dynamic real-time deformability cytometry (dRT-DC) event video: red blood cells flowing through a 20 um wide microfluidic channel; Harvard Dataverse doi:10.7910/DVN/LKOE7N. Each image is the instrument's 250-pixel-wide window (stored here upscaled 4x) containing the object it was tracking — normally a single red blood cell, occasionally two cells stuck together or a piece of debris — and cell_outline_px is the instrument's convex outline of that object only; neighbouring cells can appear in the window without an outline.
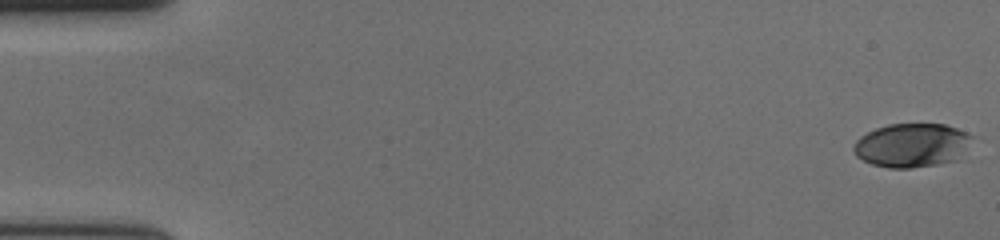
{"species": "human", "species_latin": "Homo sapiens", "temperature_condition": "cold", "stored_images_in_passage": 58, "camera_frame_rate_fps": 3000, "um_per_image_px": 0.085, "donor": {"sex": "female"}, "frame": {"image": 1, "passage_image": 1, "time_ms": 0.0, "image_size_px": [1000, 240], "cell_outline_px": [[972, 136], [956, 160], [936, 164], [908, 168], [888, 168], [872, 164], [856, 156], [852, 148], [856, 140], [860, 136], [876, 128], [888, 124], [944, 124], [968, 132]], "centroid_in_image_um": [77.44, 12.34], "position_along_channel_um": 7.6, "area_um2": 29.88}}
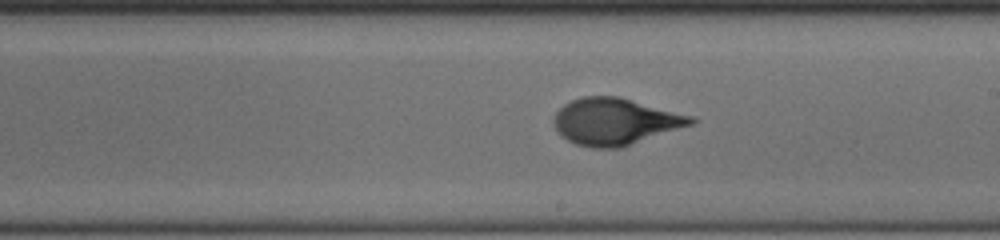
{"frame": {"image": 2, "passage_image": 34, "time_ms": 11.0, "image_size_px": [1000, 240], "cell_outline_px": [[696, 120], [692, 124], [620, 148], [592, 148], [576, 144], [560, 136], [556, 132], [552, 124], [552, 116], [564, 104], [572, 100], [584, 96], [620, 96], [692, 116]], "centroid_in_image_um": [52.22, 10.32], "position_along_channel_um": 236.8, "area_um2": 37.4}}
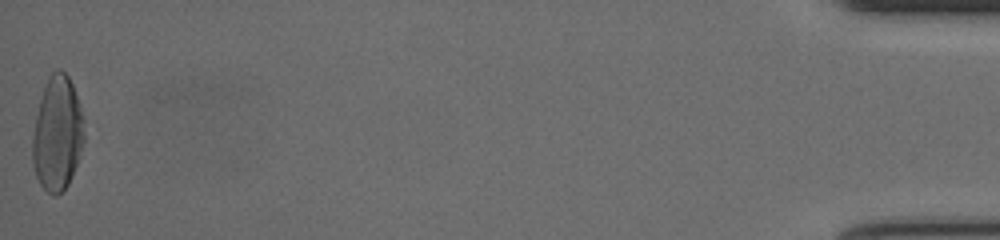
{"frame": {"image": 3, "passage_image": 58, "time_ms": 19.0, "image_size_px": [1000, 240], "cell_outline_px": [[84, 140], [72, 176], [68, 184], [56, 196], [52, 196], [40, 184], [36, 176], [32, 164], [32, 136], [36, 116], [40, 100], [48, 76], [56, 68], [60, 68], [68, 76], [72, 84], [84, 120]], "centroid_in_image_um": [4.86, 11.36], "position_along_channel_um": 430.3, "area_um2": 34.33}, "authors_computed_cell_mechanics": {"area_um2": 34.9979, "velocity_mm_per_s": 3.6514, "shape_relaxation_time_tau1_ms": 3.9564, "shape_relaxation_time_tau2_ms": null, "deformation_change_tau1": 0.2014, "deformation_change_tau2": null}}